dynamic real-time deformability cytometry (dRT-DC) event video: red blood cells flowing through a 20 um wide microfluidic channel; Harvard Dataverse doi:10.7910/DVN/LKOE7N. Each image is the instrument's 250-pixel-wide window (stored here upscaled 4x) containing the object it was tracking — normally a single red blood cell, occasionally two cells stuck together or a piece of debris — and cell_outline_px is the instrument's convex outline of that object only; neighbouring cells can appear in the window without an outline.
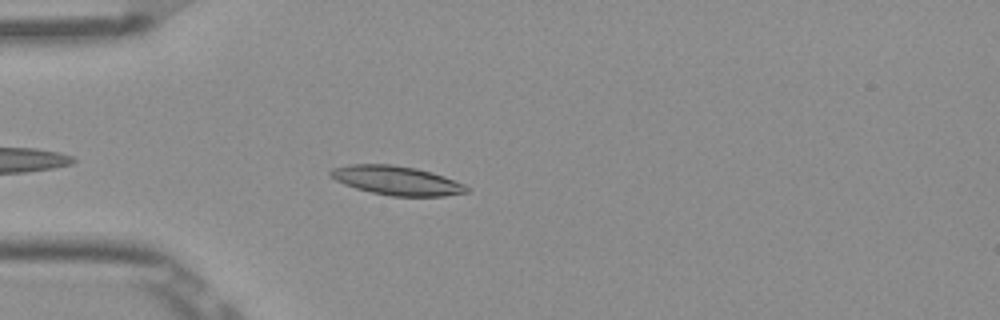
{"species": "Egyptian fruit bat (a non-hibernating species)", "species_latin": "Rousettus aegyptiacus", "temperature_condition": "room temperature", "stored_images_in_passage": 39, "camera_frame_rate_fps": 3000, "um_per_image_px": 0.085, "frame": {"image": 1, "passage_image": 4, "time_ms": 1.0, "image_size_px": [1000, 320], "cell_outline_px": [[468, 192], [444, 196], [392, 196], [372, 192], [356, 188], [344, 184], [328, 176], [328, 172], [332, 168], [348, 164], [392, 164], [416, 168], [432, 172], [444, 176], [464, 184], [468, 188]], "centroid_in_image_um": [33.68, 15.33], "position_along_channel_um": 51.3, "area_um2": 23.06}}
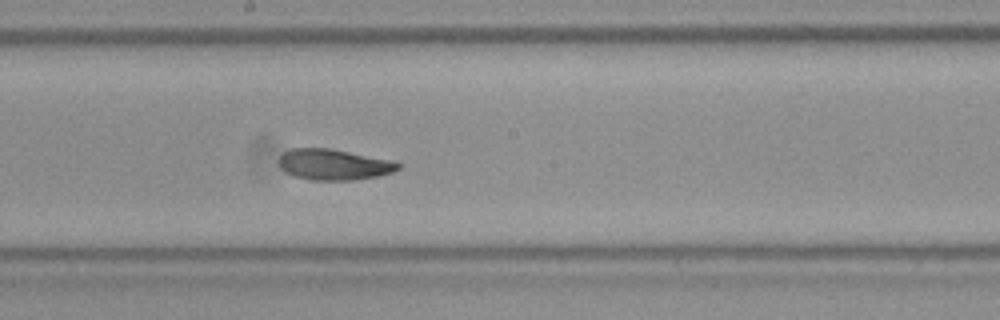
{"frame": {"image": 2, "passage_image": 18, "time_ms": 5.667, "image_size_px": [1000, 320], "cell_outline_px": [[400, 168], [392, 172], [380, 176], [352, 180], [308, 180], [292, 176], [284, 172], [280, 168], [280, 156], [284, 152], [292, 148], [328, 148], [396, 160], [400, 164]], "centroid_in_image_um": [28.39, 13.99], "position_along_channel_um": 219.8, "area_um2": 21.73}}
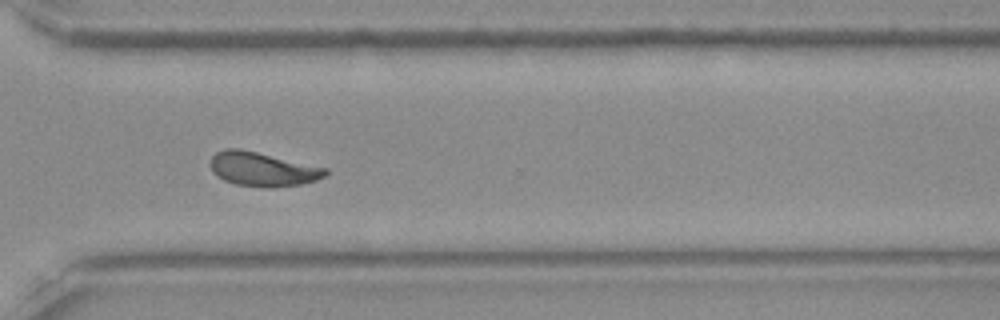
{"frame": {"image": 3, "passage_image": 28, "time_ms": 9.0, "image_size_px": [1000, 320], "cell_outline_px": [[328, 172], [324, 176], [316, 180], [300, 184], [272, 188], [236, 184], [224, 180], [216, 176], [212, 172], [212, 156], [216, 152], [224, 148], [240, 148], [328, 168]], "centroid_in_image_um": [22.32, 14.37], "position_along_channel_um": 348.3, "area_um2": 22.77}, "authors_computed_cell_mechanics": {"area_um2": 21.964, "velocity_mm_per_s": 3.8596, "shape_relaxation_time_tau1_ms": 5.5714, "shape_relaxation_time_tau2_ms": 3.2707, "deformation_change_tau1": 0.1637, "deformation_change_tau2": 0.0944}}